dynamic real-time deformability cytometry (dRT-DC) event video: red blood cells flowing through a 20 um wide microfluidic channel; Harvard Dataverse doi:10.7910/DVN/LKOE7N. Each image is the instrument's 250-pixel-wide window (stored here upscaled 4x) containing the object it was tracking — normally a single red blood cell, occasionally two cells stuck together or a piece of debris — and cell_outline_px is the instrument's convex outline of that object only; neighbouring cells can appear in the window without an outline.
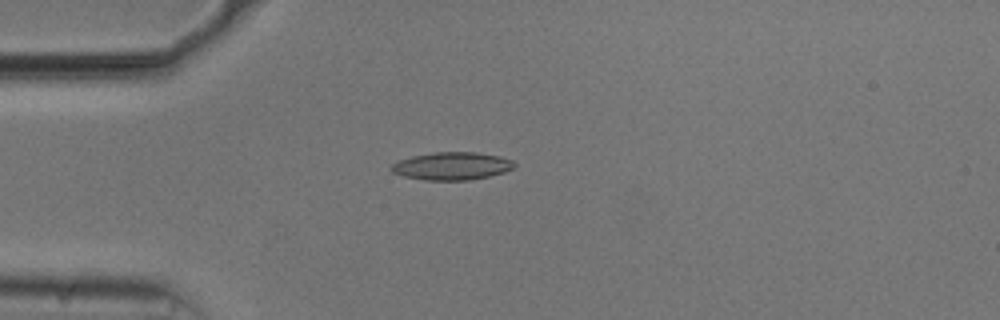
{"species": "common noctule bat (a hibernating species)", "species_latin": "Nyctalus noctula", "temperature_condition": "cold", "stored_images_in_passage": 35, "camera_frame_rate_fps": 3000, "um_per_image_px": 0.085, "animal": {"sex": "male", "body_mass_g": 20.5, "forearm_length_mm": 52.5}, "frame": {"image": 1, "passage_image": 2, "time_ms": 0.333, "image_size_px": [1000, 320], "cell_outline_px": [[516, 168], [504, 172], [488, 176], [468, 180], [424, 180], [404, 176], [392, 172], [388, 168], [396, 160], [412, 156], [432, 152], [476, 152], [500, 156], [512, 160], [516, 164]], "centroid_in_image_um": [38.39, 14.1], "position_along_channel_um": 46.6, "area_um2": 20.11}}
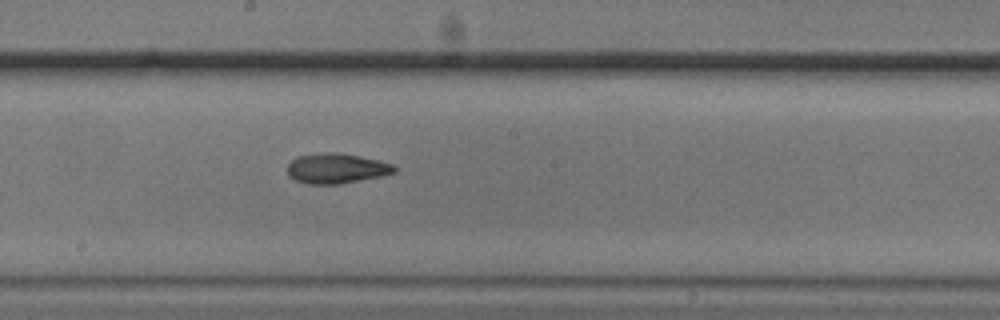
{"frame": {"image": 2, "passage_image": 17, "time_ms": 5.333, "image_size_px": [1000, 320], "cell_outline_px": [[396, 172], [384, 176], [340, 184], [308, 184], [296, 180], [288, 176], [288, 164], [296, 156], [324, 152], [340, 152], [360, 156], [396, 164]], "centroid_in_image_um": [28.63, 14.31], "position_along_channel_um": 219.6, "area_um2": 19.07}}
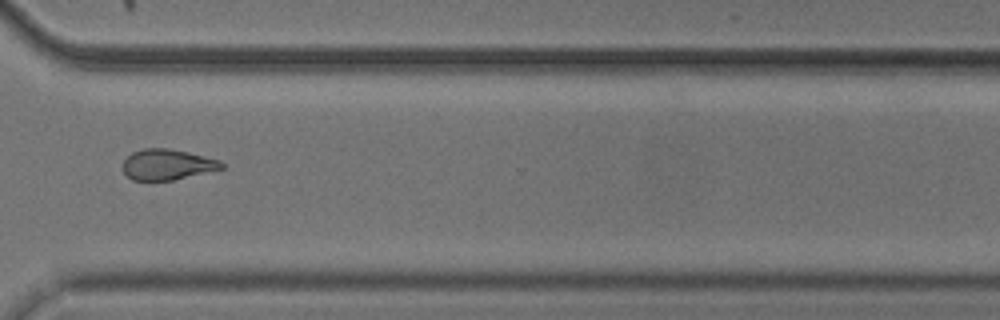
{"frame": {"image": 3, "passage_image": 28, "time_ms": 9.0, "image_size_px": [1000, 320], "cell_outline_px": [[224, 168], [172, 180], [132, 180], [124, 172], [124, 160], [132, 152], [144, 148], [168, 148], [188, 152], [220, 160], [224, 164]], "centroid_in_image_um": [14.22, 13.98], "position_along_channel_um": 356.4, "area_um2": 17.46}, "authors_computed_cell_mechanics": {"area_um2": 18.4382, "velocity_mm_per_s": 3.747, "shape_relaxation_time_tau1_ms": 3.5074, "shape_relaxation_time_tau2_ms": 3.9597, "deformation_change_tau1": 0.1297, "deformation_change_tau2": 0.1188}}